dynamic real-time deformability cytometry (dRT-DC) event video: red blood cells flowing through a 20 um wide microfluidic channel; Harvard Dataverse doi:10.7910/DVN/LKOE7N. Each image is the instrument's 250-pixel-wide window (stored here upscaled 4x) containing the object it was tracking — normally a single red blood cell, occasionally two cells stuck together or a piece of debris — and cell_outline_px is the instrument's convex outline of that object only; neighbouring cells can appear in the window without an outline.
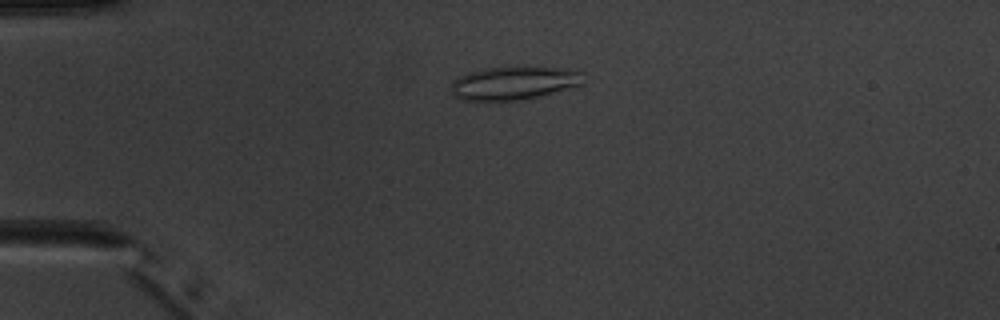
{"species": "common noctule bat (a hibernating species)", "species_latin": "Nyctalus noctula", "temperature_condition": "warm", "stored_images_in_passage": 6, "camera_frame_rate_fps": 3000, "um_per_image_px": 0.085, "animal": {"sex": "male", "body_mass_g": 20.1, "forearm_length_mm": 53.5}, "frame": {"image": 1, "passage_image": 4, "time_ms": 4.333, "image_size_px": [1000, 320], "cell_outline_px": [[584, 72], [580, 84], [572, 88], [524, 100], [464, 100], [456, 96], [452, 92], [452, 84], [460, 76], [472, 72], [488, 68], [524, 64]], "centroid_in_image_um": [43.74, 7.03], "position_along_channel_um": 41.3, "area_um2": 25.78}}
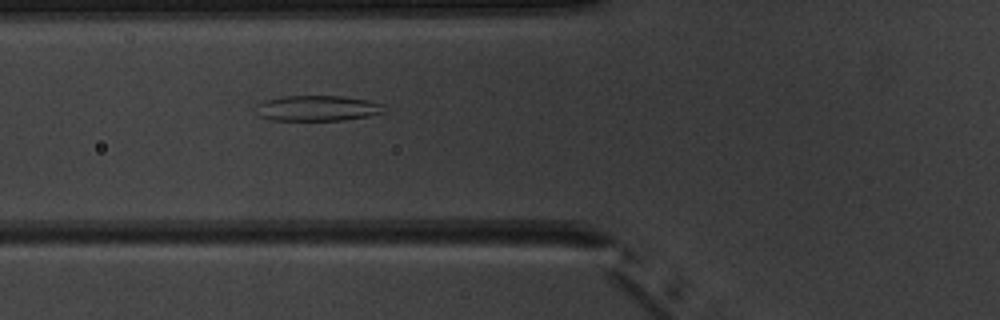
{"frame": {"image": 2, "passage_image": 6, "time_ms": 6.667, "image_size_px": [1000, 320], "cell_outline_px": [[388, 108], [384, 112], [368, 116], [344, 120], [268, 120], [260, 116], [256, 104], [264, 100], [284, 96], [340, 96], [368, 100], [384, 104]], "centroid_in_image_um": [27.02, 9.2], "position_along_channel_um": 98.8, "area_um2": 19.13}}